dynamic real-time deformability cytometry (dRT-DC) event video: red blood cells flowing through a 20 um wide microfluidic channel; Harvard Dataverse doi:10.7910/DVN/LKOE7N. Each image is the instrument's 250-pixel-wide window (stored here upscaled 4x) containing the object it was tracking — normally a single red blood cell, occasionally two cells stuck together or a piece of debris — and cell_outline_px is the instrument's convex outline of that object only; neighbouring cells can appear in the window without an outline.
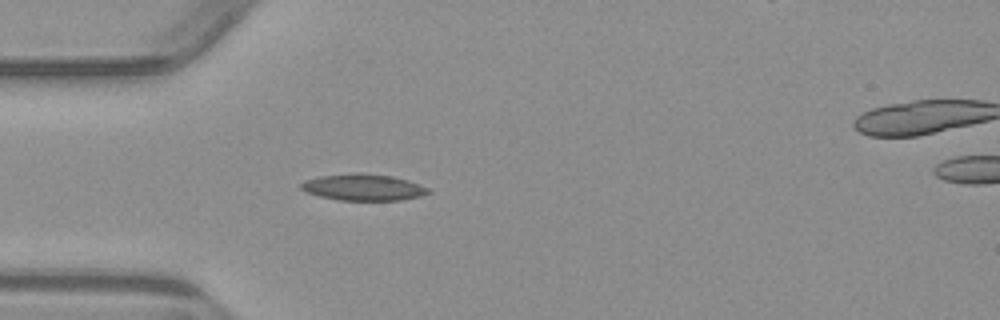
{"species": "common noctule bat (a hibernating species)", "species_latin": "Nyctalus noctula", "temperature_condition": "warm", "stored_images_in_passage": 4, "camera_frame_rate_fps": 3000, "um_per_image_px": 0.085, "animal": {"sex": "male", "body_mass_g": 23.1, "forearm_length_mm": 52.7}, "frame": {"image": 1, "passage_image": 3, "time_ms": 2.333, "image_size_px": [1000, 320], "cell_outline_px": [[432, 192], [420, 196], [400, 200], [340, 200], [320, 196], [308, 192], [300, 188], [300, 184], [304, 180], [320, 176], [356, 172], [364, 172], [392, 176], [408, 180], [432, 188]], "centroid_in_image_um": [30.93, 15.9], "position_along_channel_um": 54.1, "area_um2": 19.83}}